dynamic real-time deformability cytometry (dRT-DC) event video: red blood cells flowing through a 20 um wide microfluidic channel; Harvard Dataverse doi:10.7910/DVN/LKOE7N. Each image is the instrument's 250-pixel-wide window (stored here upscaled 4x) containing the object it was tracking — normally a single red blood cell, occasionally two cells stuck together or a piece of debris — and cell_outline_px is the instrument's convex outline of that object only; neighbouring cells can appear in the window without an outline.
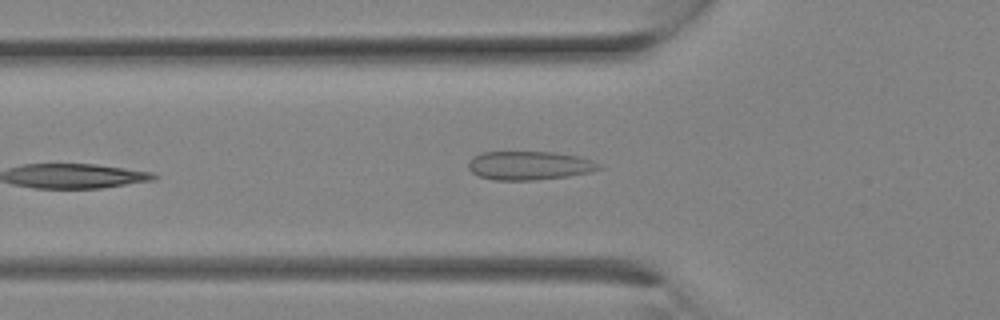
{"species": "Egyptian fruit bat (a non-hibernating species)", "species_latin": "Rousettus aegyptiacus", "temperature_condition": "room temperature", "stored_images_in_passage": 10, "camera_frame_rate_fps": 3000, "um_per_image_px": 0.085, "animal": {"sex": "female"}, "frame": {"image": 1, "passage_image": 10, "time_ms": 3.0, "image_size_px": [1000, 320], "cell_outline_px": [[604, 168], [588, 172], [568, 176], [536, 180], [496, 180], [480, 176], [472, 172], [468, 168], [468, 160], [472, 156], [480, 152], [556, 152], [580, 156], [592, 160], [600, 164]], "centroid_in_image_um": [44.99, 14.06], "position_along_channel_um": 80.8, "area_um2": 22.02}}